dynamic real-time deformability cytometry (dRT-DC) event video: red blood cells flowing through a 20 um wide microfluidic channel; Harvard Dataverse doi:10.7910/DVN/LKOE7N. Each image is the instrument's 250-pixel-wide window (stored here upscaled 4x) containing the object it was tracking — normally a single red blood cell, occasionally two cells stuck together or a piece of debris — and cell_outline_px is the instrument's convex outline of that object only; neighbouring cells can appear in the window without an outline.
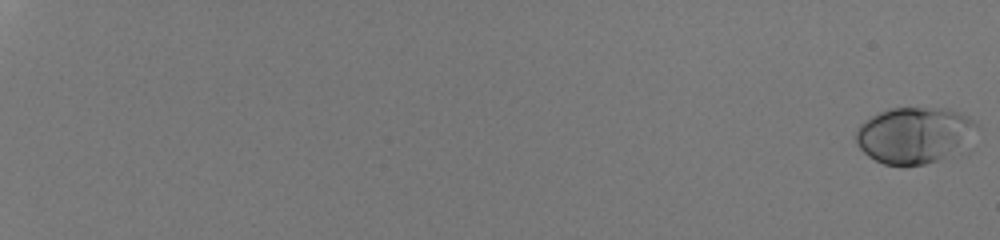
{"species": "human", "species_latin": "Homo sapiens", "temperature_condition": "room temperature", "stored_images_in_passage": 55, "camera_frame_rate_fps": 3000, "um_per_image_px": 0.085, "donor": {"sex": "male"}, "frame": {"image": 1, "passage_image": 1, "time_ms": 0.0, "image_size_px": [1000, 240], "cell_outline_px": [[980, 128], [960, 152], [952, 156], [924, 164], [904, 168], [884, 164], [868, 156], [856, 144], [856, 128], [864, 120], [880, 112], [892, 108], [948, 108], [968, 116]], "centroid_in_image_um": [77.74, 11.52], "position_along_channel_um": 7.3, "area_um2": 40.4}}
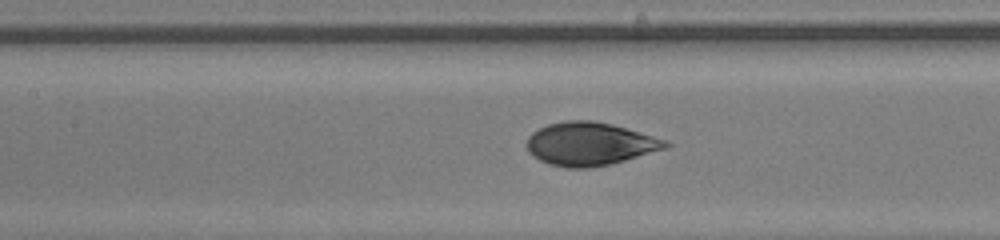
{"frame": {"image": 2, "passage_image": 32, "time_ms": 10.333, "image_size_px": [1000, 240], "cell_outline_px": [[672, 144], [668, 148], [612, 164], [588, 168], [568, 168], [552, 164], [540, 160], [528, 152], [528, 136], [532, 132], [548, 124], [564, 120], [592, 120], [612, 124], [668, 140]], "centroid_in_image_um": [50.18, 12.23], "position_along_channel_um": 157.2, "area_um2": 34.97}}
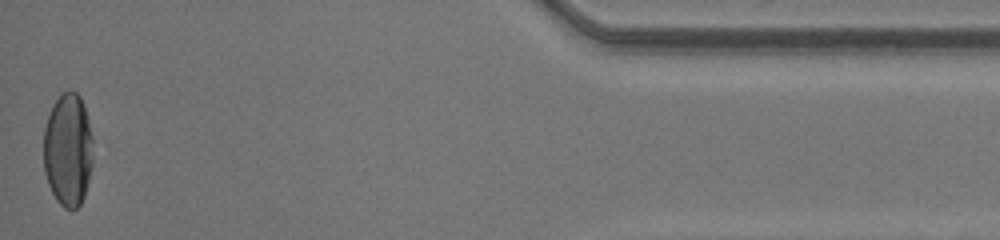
{"frame": {"image": 3, "passage_image": 55, "time_ms": 18.0, "image_size_px": [1000, 240], "cell_outline_px": [[92, 164], [84, 196], [80, 204], [76, 208], [64, 208], [56, 200], [48, 184], [44, 172], [44, 128], [52, 104], [68, 88], [72, 88], [80, 96], [84, 104], [92, 136]], "centroid_in_image_um": [5.77, 12.7], "position_along_channel_um": 429.4, "area_um2": 32.71}, "authors_computed_cell_mechanics": {"area_um2": 35.1424, "velocity_mm_per_s": 4.2652, "shape_relaxation_time_tau1_ms": 4.1837, "shape_relaxation_time_tau2_ms": null, "deformation_change_tau1": 0.1907, "deformation_change_tau2": null}}